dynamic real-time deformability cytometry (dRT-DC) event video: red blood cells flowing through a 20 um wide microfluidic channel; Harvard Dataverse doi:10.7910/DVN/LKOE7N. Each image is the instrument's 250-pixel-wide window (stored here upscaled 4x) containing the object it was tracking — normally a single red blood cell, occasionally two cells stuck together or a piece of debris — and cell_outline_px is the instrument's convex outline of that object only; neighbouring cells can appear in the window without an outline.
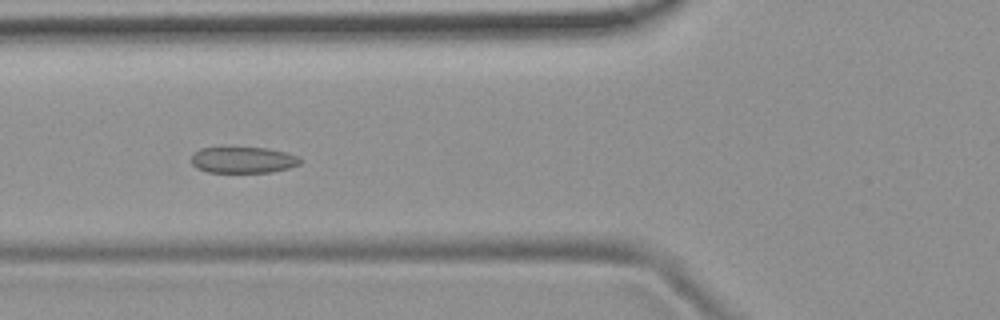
{"species": "common noctule bat (a hibernating species)", "species_latin": "Nyctalus noctula", "temperature_condition": "room temperature", "stored_images_in_passage": 6, "camera_frame_rate_fps": 3000, "um_per_image_px": 0.085, "animal": {"sex": "female", "body_mass_g": 19.9}, "frame": {"image": 1, "passage_image": 5, "time_ms": 4.667, "image_size_px": [1000, 320], "cell_outline_px": [[300, 164], [288, 168], [272, 172], [208, 172], [196, 168], [192, 164], [192, 152], [200, 148], [268, 148], [284, 152], [296, 156], [300, 160]], "centroid_in_image_um": [20.62, 13.6], "position_along_channel_um": 105.2, "area_um2": 16.47}}
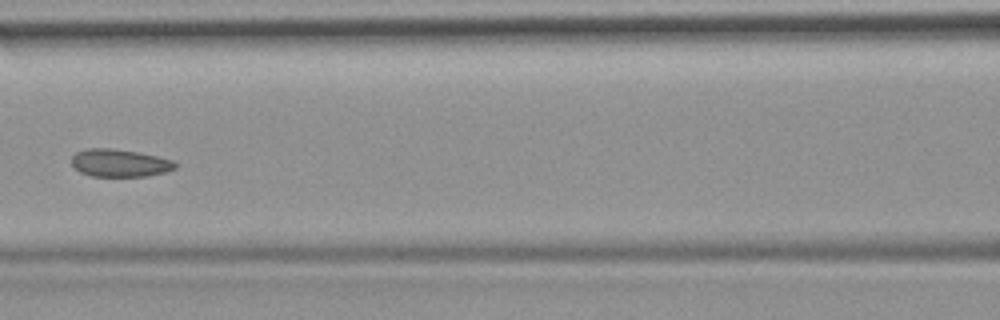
{"frame": {"image": 2, "passage_image": 6, "time_ms": 6.0, "image_size_px": [1000, 320], "cell_outline_px": [[180, 164], [176, 168], [164, 172], [148, 176], [92, 176], [80, 172], [72, 164], [72, 156], [76, 152], [88, 148], [108, 148], [136, 152], [176, 160]], "centroid_in_image_um": [10.22, 13.85], "position_along_channel_um": 156.4, "area_um2": 16.7}}